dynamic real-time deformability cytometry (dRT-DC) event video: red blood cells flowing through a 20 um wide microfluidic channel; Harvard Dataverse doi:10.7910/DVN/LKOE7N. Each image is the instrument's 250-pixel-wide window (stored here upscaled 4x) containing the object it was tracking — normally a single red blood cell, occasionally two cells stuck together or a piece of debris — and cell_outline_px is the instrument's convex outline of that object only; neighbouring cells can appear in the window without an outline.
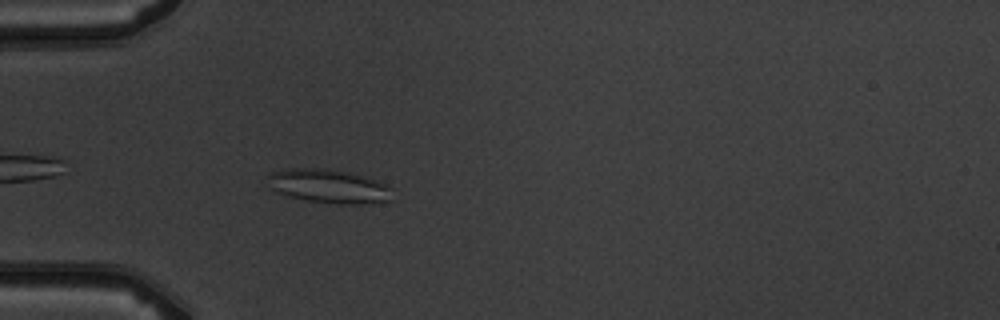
{"species": "common noctule bat (a hibernating species)", "species_latin": "Nyctalus noctula", "temperature_condition": "warm", "stored_images_in_passage": 4, "camera_frame_rate_fps": 3000, "um_per_image_px": 0.085, "animal": {"sex": "male", "body_mass_g": 19.5, "forearm_length_mm": 54.6}, "frame": {"image": 1, "passage_image": 4, "time_ms": 3.333, "image_size_px": [1000, 320], "cell_outline_px": [[392, 188], [388, 200], [364, 204], [340, 204], [308, 200], [288, 196], [276, 192], [272, 188], [268, 176], [268, 172], [292, 168], [316, 168], [348, 172], [364, 176], [376, 180]], "centroid_in_image_um": [27.92, 15.82], "position_along_channel_um": 57.1, "area_um2": 24.16}}